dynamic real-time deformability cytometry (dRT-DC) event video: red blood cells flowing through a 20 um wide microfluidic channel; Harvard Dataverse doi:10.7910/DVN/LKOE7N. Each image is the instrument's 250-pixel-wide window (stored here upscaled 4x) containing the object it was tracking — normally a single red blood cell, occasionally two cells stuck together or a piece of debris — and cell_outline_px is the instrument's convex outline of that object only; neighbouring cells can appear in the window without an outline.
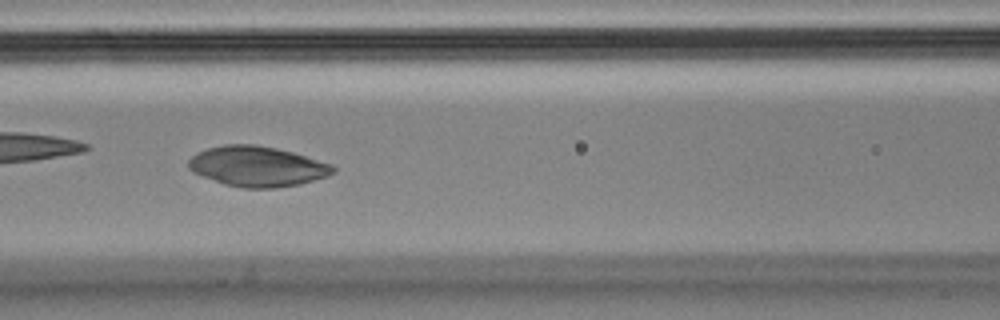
{"species": "Egyptian fruit bat (a non-hibernating species)", "species_latin": "Rousettus aegyptiacus", "temperature_condition": "cold", "stored_images_in_passage": 9, "camera_frame_rate_fps": 3000, "um_per_image_px": 0.085, "animal": {"sex": "male"}, "frame": {"image": 1, "passage_image": 7, "time_ms": 2.0, "image_size_px": [1000, 320], "cell_outline_px": [[336, 172], [328, 176], [300, 184], [276, 188], [244, 188], [224, 184], [204, 176], [188, 168], [188, 160], [192, 156], [208, 148], [224, 144], [256, 144], [276, 148], [292, 152], [332, 164], [336, 168]], "centroid_in_image_um": [21.91, 14.14], "position_along_channel_um": 144.7, "area_um2": 33.76}}
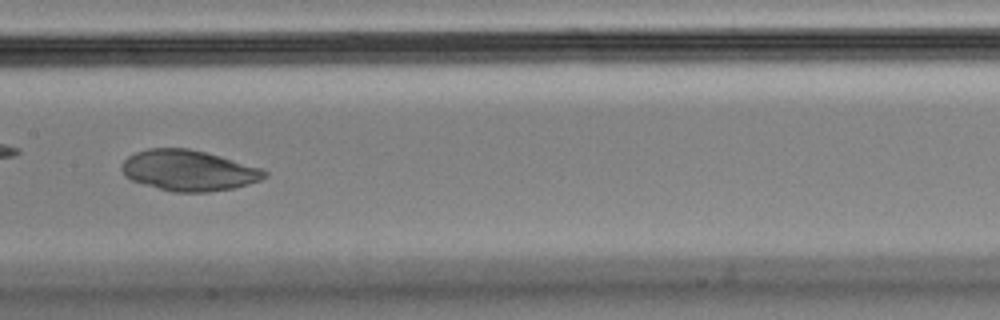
{"frame": {"image": 2, "passage_image": 8, "time_ms": 2.333, "image_size_px": [1000, 320], "cell_outline_px": [[268, 176], [260, 180], [248, 184], [232, 188], [208, 192], [172, 192], [144, 184], [132, 180], [124, 176], [120, 168], [124, 160], [128, 156], [136, 152], [148, 148], [188, 148], [220, 156], [260, 168], [268, 172]], "centroid_in_image_um": [16.01, 14.49], "position_along_channel_um": 191.4, "area_um2": 33.76}}
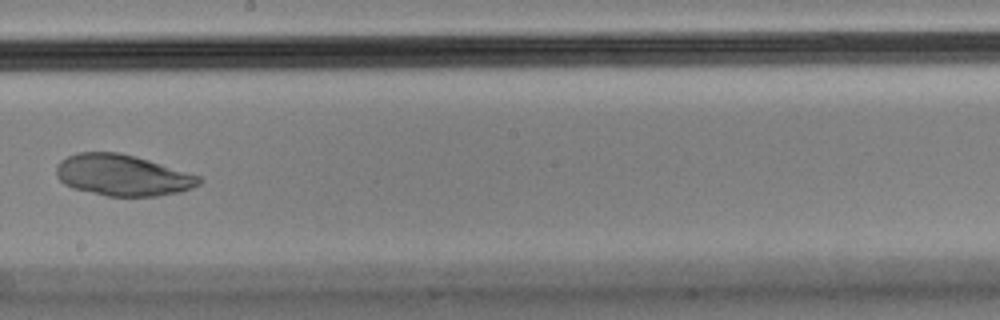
{"frame": {"image": 3, "passage_image": 9, "time_ms": 2.667, "image_size_px": [1000, 320], "cell_outline_px": [[204, 180], [200, 184], [180, 192], [156, 196], [108, 196], [72, 188], [64, 184], [56, 176], [56, 164], [60, 160], [68, 156], [80, 152], [120, 152], [136, 156], [200, 176]], "centroid_in_image_um": [10.4, 14.89], "position_along_channel_um": 237.8, "area_um2": 34.33}}